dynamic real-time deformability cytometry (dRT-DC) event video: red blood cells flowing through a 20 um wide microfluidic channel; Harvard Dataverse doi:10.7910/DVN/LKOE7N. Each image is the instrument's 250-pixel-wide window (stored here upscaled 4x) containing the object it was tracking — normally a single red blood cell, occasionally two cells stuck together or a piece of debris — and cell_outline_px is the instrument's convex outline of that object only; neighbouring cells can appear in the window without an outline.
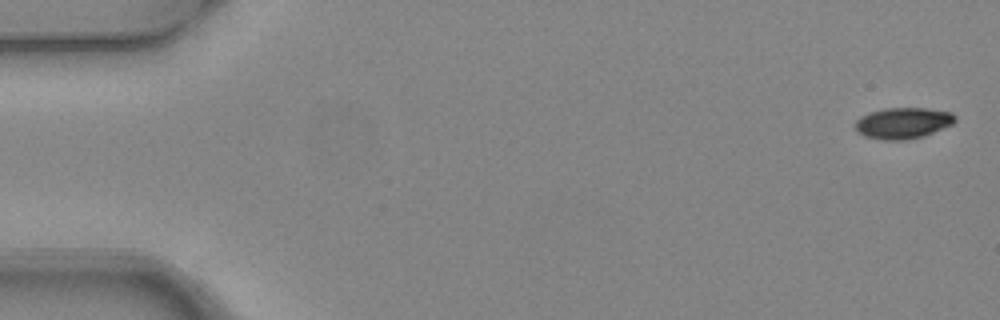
{"species": "common noctule bat (a hibernating species)", "species_latin": "Nyctalus noctula", "temperature_condition": "warm", "stored_images_in_passage": 5, "camera_frame_rate_fps": 3000, "um_per_image_px": 0.085, "animal": {"sex": "female", "body_mass_g": 24.6, "forearm_length_mm": 56.2}, "frame": {"image": 1, "passage_image": 1, "time_ms": 0.0, "image_size_px": [1000, 320], "cell_outline_px": [[956, 120], [952, 124], [924, 136], [904, 140], [884, 140], [864, 136], [856, 132], [856, 120], [860, 116], [868, 112], [884, 108], [924, 108], [952, 112], [956, 116]], "centroid_in_image_um": [76.73, 10.45], "position_along_channel_um": 8.3, "area_um2": 18.21}}
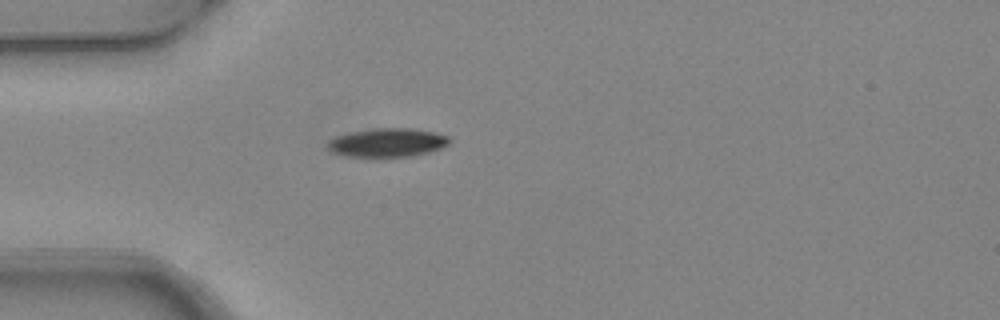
{"frame": {"image": 2, "passage_image": 5, "time_ms": 1.333, "image_size_px": [1000, 320], "cell_outline_px": [[452, 140], [448, 144], [440, 148], [428, 152], [412, 156], [344, 156], [332, 152], [324, 148], [324, 144], [328, 140], [336, 136], [348, 132], [376, 128], [408, 128], [436, 132], [448, 136]], "centroid_in_image_um": [32.87, 12.11], "position_along_channel_um": 52.1, "area_um2": 20.52}}